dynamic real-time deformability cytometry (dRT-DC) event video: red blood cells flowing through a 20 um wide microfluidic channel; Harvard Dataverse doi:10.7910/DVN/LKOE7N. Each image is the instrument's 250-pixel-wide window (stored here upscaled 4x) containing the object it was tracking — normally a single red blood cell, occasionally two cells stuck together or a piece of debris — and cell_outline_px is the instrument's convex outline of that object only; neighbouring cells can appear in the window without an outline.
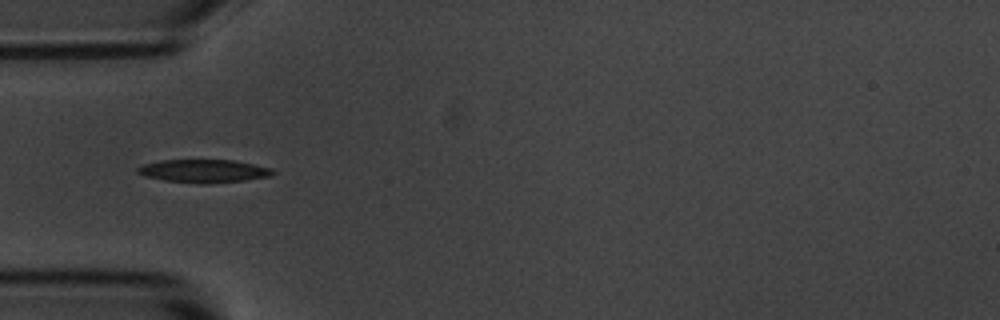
{"species": "common noctule bat (a hibernating species)", "species_latin": "Nyctalus noctula", "temperature_condition": "room temperature", "stored_images_in_passage": 3, "camera_frame_rate_fps": 3000, "um_per_image_px": 0.085, "animal": {"sex": "male", "body_mass_g": 20.1, "forearm_length_mm": 53.5}, "frame": {"image": 1, "passage_image": 1, "time_ms": 0.0, "image_size_px": [1000, 320], "cell_outline_px": [[276, 172], [272, 176], [244, 180], [204, 184], [200, 184], [164, 180], [144, 176], [136, 172], [136, 168], [144, 164], [160, 160], [232, 160], [272, 168]], "centroid_in_image_um": [17.31, 14.54], "position_along_channel_um": 67.7, "area_um2": 18.21}}
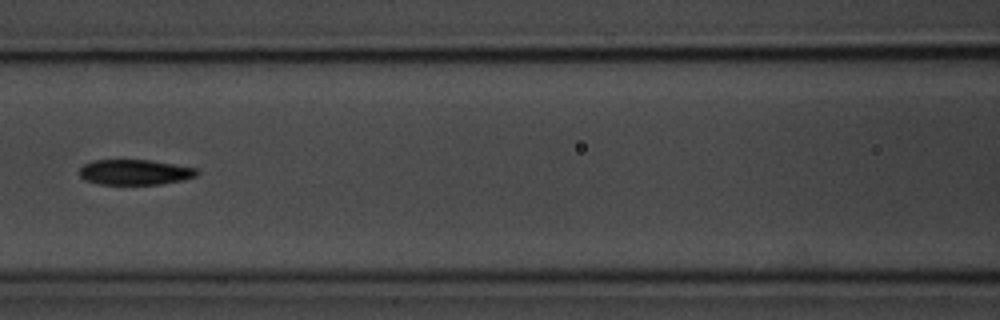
{"frame": {"image": 2, "passage_image": 3, "time_ms": 2.333, "image_size_px": [1000, 320], "cell_outline_px": [[200, 172], [196, 176], [184, 180], [160, 184], [100, 184], [84, 180], [80, 176], [80, 168], [84, 164], [92, 160], [152, 160], [196, 168]], "centroid_in_image_um": [11.48, 14.63], "position_along_channel_um": 155.1, "area_um2": 17.4}}